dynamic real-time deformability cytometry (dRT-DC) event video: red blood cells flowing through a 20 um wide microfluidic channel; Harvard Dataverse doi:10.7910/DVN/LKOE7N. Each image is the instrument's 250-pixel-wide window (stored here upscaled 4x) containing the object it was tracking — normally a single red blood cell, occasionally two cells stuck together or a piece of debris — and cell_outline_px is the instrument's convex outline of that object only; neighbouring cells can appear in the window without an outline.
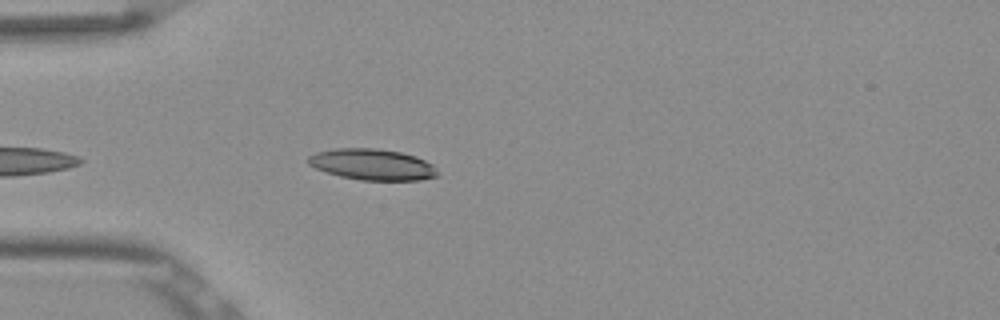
{"species": "Egyptian fruit bat (a non-hibernating species)", "species_latin": "Rousettus aegyptiacus", "temperature_condition": "room temperature", "stored_images_in_passage": 38, "camera_frame_rate_fps": 3000, "um_per_image_px": 0.085, "frame": {"image": 1, "passage_image": 3, "time_ms": 0.667, "image_size_px": [1000, 320], "cell_outline_px": [[440, 176], [420, 180], [360, 180], [340, 176], [324, 172], [308, 164], [308, 156], [316, 152], [332, 148], [376, 148], [400, 152], [416, 156], [432, 164], [436, 168]], "centroid_in_image_um": [31.64, 13.98], "position_along_channel_um": 53.4, "area_um2": 23.64}}
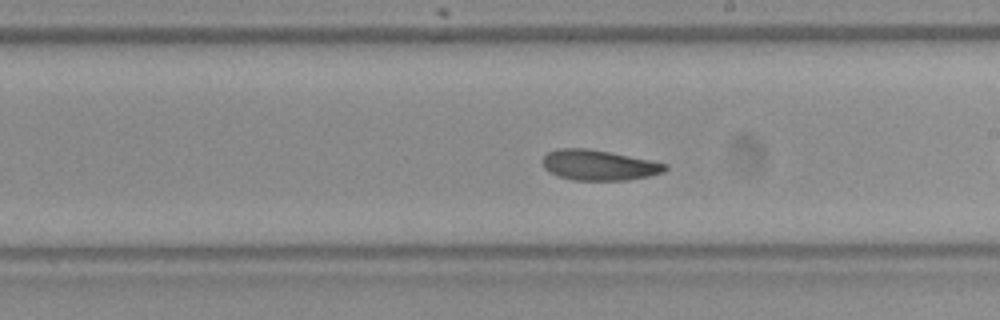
{"frame": {"image": 2, "passage_image": 15, "time_ms": 4.667, "image_size_px": [1000, 320], "cell_outline_px": [[668, 168], [664, 172], [648, 176], [624, 180], [572, 180], [548, 172], [544, 168], [544, 156], [548, 152], [556, 148], [588, 148], [668, 164]], "centroid_in_image_um": [50.88, 14.03], "position_along_channel_um": 238.1, "area_um2": 21.44}}
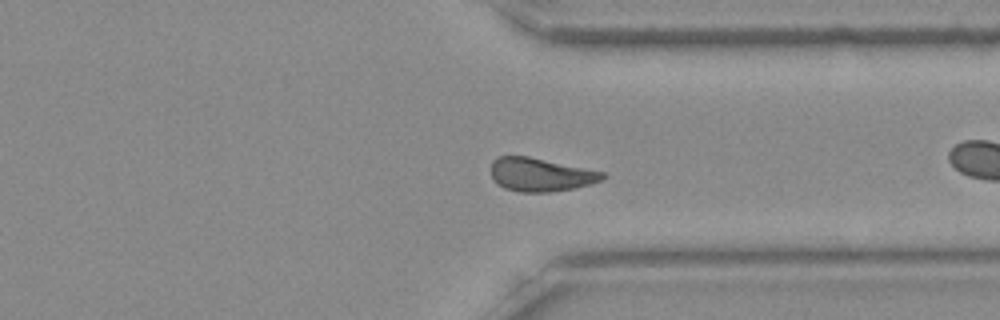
{"frame": {"image": 3, "passage_image": 25, "time_ms": 8.0, "image_size_px": [1000, 320], "cell_outline_px": [[608, 176], [604, 180], [592, 184], [572, 188], [548, 192], [520, 192], [504, 188], [492, 176], [492, 160], [500, 156], [528, 156], [604, 172]], "centroid_in_image_um": [46.0, 14.84], "position_along_channel_um": 365.4, "area_um2": 21.56}, "authors_computed_cell_mechanics": {"area_um2": 22.0218, "velocity_mm_per_s": 3.822, "shape_relaxation_time_tau1_ms": null, "shape_relaxation_time_tau2_ms": 2.6364, "deformation_change_tau1": null, "deformation_change_tau2": 0.0656}}